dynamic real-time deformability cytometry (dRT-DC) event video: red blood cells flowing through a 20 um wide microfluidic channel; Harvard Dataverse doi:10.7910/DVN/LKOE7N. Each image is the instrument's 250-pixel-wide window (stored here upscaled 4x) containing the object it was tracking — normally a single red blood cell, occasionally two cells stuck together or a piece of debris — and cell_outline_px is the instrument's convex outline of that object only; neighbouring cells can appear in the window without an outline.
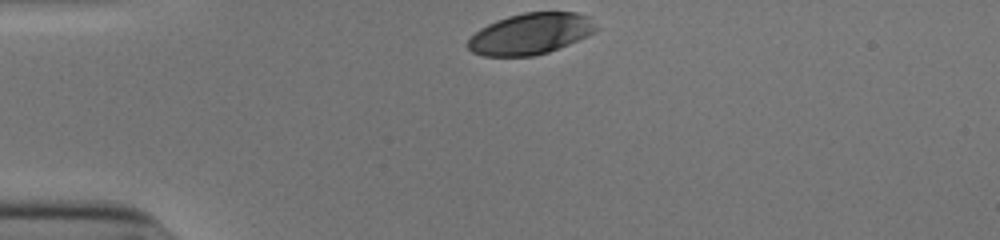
{"species": "human", "species_latin": "Homo sapiens", "temperature_condition": "cold", "stored_images_in_passage": 30, "camera_frame_rate_fps": 3000, "um_per_image_px": 0.085, "donor": {"sex": "male"}, "frame": {"image": 1, "passage_image": 1, "time_ms": 0.0, "image_size_px": [1000, 240], "cell_outline_px": [[600, 28], [596, 32], [588, 36], [548, 52], [532, 56], [484, 56], [472, 52], [468, 48], [468, 40], [480, 28], [496, 20], [508, 16], [524, 12], [576, 12], [592, 16]], "centroid_in_image_um": [45.16, 2.85], "position_along_channel_um": 39.8, "area_um2": 31.04}}
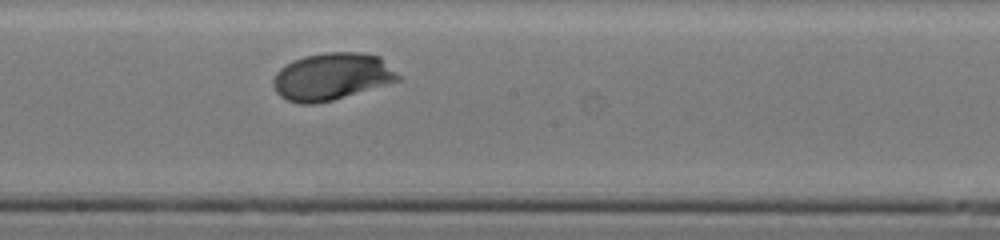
{"frame": {"image": 2, "passage_image": 18, "time_ms": 5.667, "image_size_px": [1000, 240], "cell_outline_px": [[400, 80], [332, 100], [316, 104], [300, 104], [288, 100], [280, 96], [276, 92], [272, 84], [272, 80], [276, 72], [284, 64], [292, 60], [304, 56], [324, 52], [360, 52], [380, 56], [400, 76]], "centroid_in_image_um": [28.16, 6.5], "position_along_channel_um": 220.0, "area_um2": 34.39}}
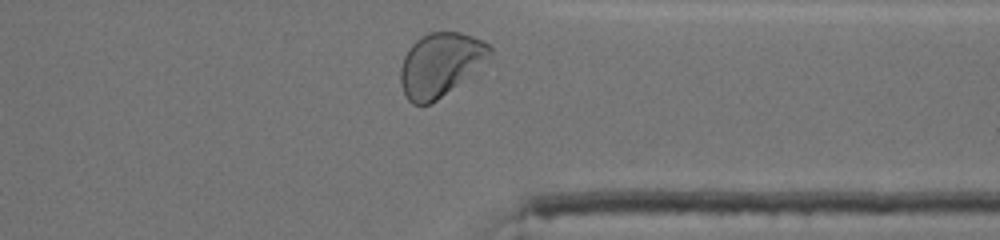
{"frame": {"image": 3, "passage_image": 30, "time_ms": 9.667, "image_size_px": [1000, 240], "cell_outline_px": [[492, 52], [472, 72], [432, 104], [412, 104], [408, 100], [400, 84], [400, 68], [404, 56], [412, 44], [416, 40], [432, 32], [460, 32], [472, 36], [488, 44], [492, 48]], "centroid_in_image_um": [37.37, 5.49], "position_along_channel_um": 374.0, "area_um2": 32.25}, "authors_computed_cell_mechanics": {"area_um2": 32.6859, "velocity_mm_per_s": 3.8736, "shape_relaxation_time_tau1_ms": 2.882, "shape_relaxation_time_tau2_ms": null, "deformation_change_tau1": 0.134, "deformation_change_tau2": null}}